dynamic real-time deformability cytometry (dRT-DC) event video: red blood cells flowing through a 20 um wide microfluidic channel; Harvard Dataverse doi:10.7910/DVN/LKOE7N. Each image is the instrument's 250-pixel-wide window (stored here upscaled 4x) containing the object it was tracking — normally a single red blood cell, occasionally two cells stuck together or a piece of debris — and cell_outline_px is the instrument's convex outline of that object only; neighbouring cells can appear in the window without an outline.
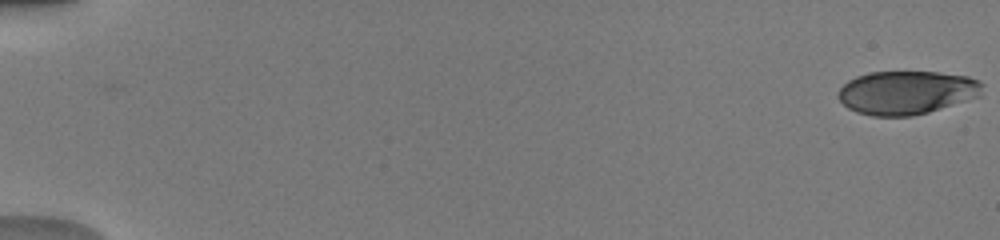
{"species": "human", "species_latin": "Homo sapiens", "temperature_condition": "warm", "stored_images_in_passage": 51, "camera_frame_rate_fps": 3000, "um_per_image_px": 0.085, "donor": {"sex": "male"}, "frame": {"image": 1, "passage_image": 1, "time_ms": 0.0, "image_size_px": [1000, 240], "cell_outline_px": [[984, 84], [980, 96], [928, 112], [912, 116], [872, 116], [856, 112], [848, 108], [836, 96], [836, 92], [848, 80], [856, 76], [868, 72], [940, 72], [968, 76], [980, 80]], "centroid_in_image_um": [77.05, 7.86], "position_along_channel_um": 7.9, "area_um2": 36.82}}
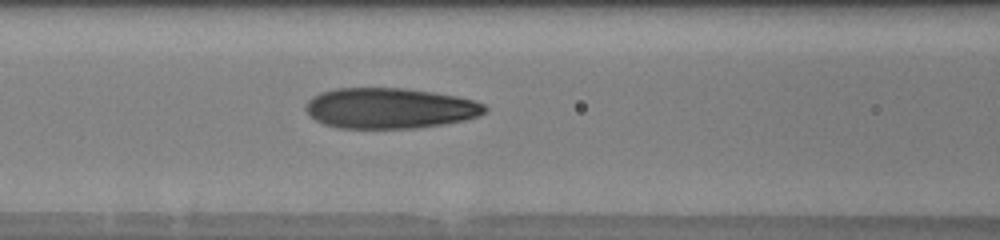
{"frame": {"image": 2, "passage_image": 24, "time_ms": 7.667, "image_size_px": [1000, 240], "cell_outline_px": [[488, 108], [484, 112], [476, 116], [464, 120], [416, 128], [340, 128], [324, 124], [316, 120], [304, 108], [308, 100], [312, 96], [320, 92], [336, 88], [404, 88], [432, 92], [456, 96], [472, 100], [484, 104]], "centroid_in_image_um": [33.09, 9.19], "position_along_channel_um": 133.5, "area_um2": 42.14}}
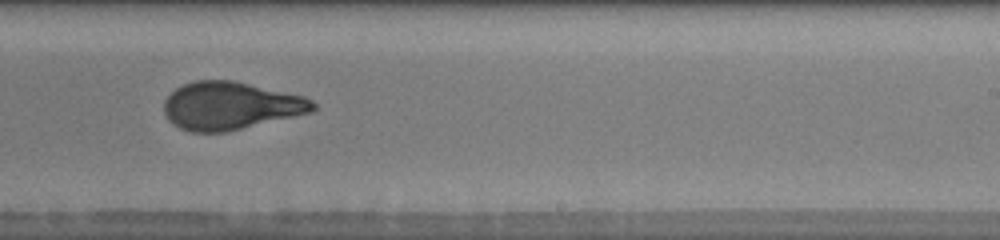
{"frame": {"image": 3, "passage_image": 34, "time_ms": 11.0, "image_size_px": [1000, 240], "cell_outline_px": [[316, 108], [312, 112], [224, 132], [192, 132], [180, 128], [172, 124], [168, 120], [164, 112], [164, 100], [176, 88], [184, 84], [196, 80], [232, 80], [304, 96], [312, 100], [316, 104]], "centroid_in_image_um": [19.58, 8.99], "position_along_channel_um": 269.4, "area_um2": 41.27}, "authors_computed_cell_mechanics": {"area_um2": 40.6912, "velocity_mm_per_s": 4.0851, "shape_relaxation_time_tau1_ms": 5.1337, "shape_relaxation_time_tau2_ms": 0.8428, "deformation_change_tau1": 0.2189, "deformation_change_tau2": 0.0747}}